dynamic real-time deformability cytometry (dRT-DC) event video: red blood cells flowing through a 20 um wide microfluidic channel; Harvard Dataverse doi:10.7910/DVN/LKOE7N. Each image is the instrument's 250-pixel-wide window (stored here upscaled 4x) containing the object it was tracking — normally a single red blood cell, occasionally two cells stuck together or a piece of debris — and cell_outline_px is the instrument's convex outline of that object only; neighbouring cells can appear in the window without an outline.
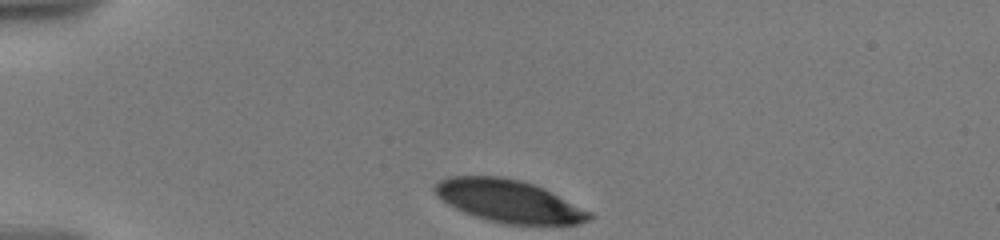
{"species": "human", "species_latin": "Homo sapiens", "temperature_condition": "warm", "stored_images_in_passage": 13, "camera_frame_rate_fps": 3000, "um_per_image_px": 0.085, "donor": {"sex": "male"}, "frame": {"image": 1, "passage_image": 1, "time_ms": 0.0, "image_size_px": [1000, 240], "cell_outline_px": [[596, 216], [592, 220], [580, 224], [504, 224], [488, 220], [464, 212], [448, 204], [432, 188], [440, 180], [448, 176], [500, 176], [520, 180], [544, 188], [592, 212]], "centroid_in_image_um": [43.31, 17.09], "position_along_channel_um": 41.7, "area_um2": 38.15}}
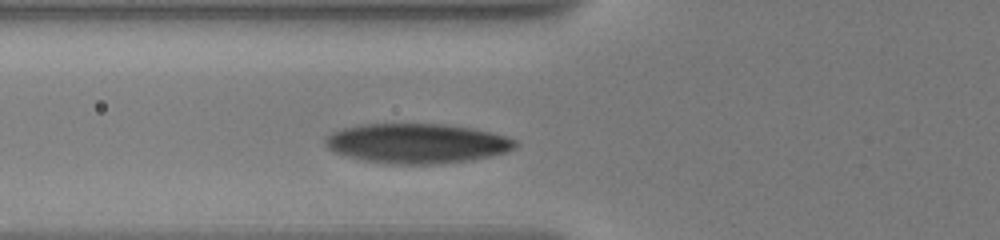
{"frame": {"image": 2, "passage_image": 10, "time_ms": 2.667, "image_size_px": [1000, 240], "cell_outline_px": [[516, 144], [508, 152], [492, 156], [472, 160], [436, 164], [388, 164], [364, 160], [348, 156], [336, 152], [328, 148], [324, 144], [324, 140], [332, 132], [344, 128], [364, 124], [444, 124], [472, 128], [492, 132], [516, 140]], "centroid_in_image_um": [35.46, 12.19], "position_along_channel_um": 90.3, "area_um2": 43.93}}
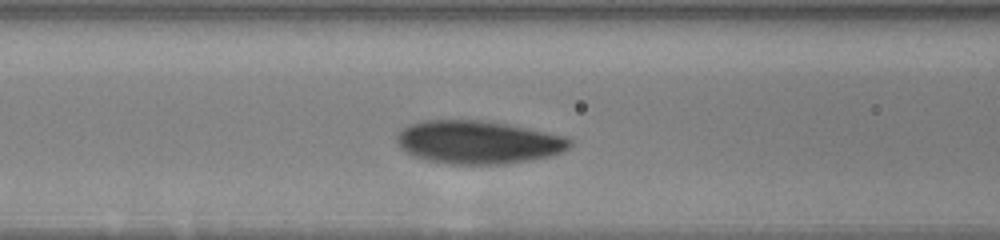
{"frame": {"image": 3, "passage_image": 13, "time_ms": 3.667, "image_size_px": [1000, 240], "cell_outline_px": [[572, 144], [568, 148], [552, 156], [508, 164], [448, 164], [428, 160], [416, 156], [400, 148], [396, 140], [396, 136], [408, 124], [424, 120], [480, 120], [508, 124], [568, 136], [572, 140]], "centroid_in_image_um": [40.68, 12.08], "position_along_channel_um": 125.9, "area_um2": 43.64}}